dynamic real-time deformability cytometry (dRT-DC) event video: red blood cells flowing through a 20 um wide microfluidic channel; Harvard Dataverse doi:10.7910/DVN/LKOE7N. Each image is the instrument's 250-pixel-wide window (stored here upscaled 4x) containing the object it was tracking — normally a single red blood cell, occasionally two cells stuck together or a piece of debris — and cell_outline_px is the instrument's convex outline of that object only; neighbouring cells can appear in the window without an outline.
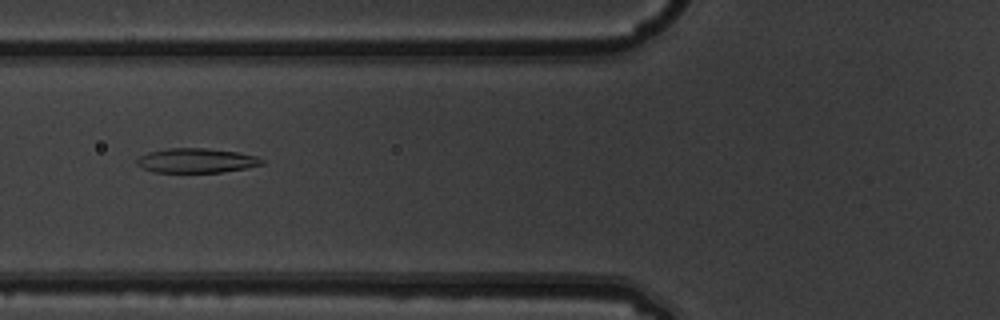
{"species": "common noctule bat (a hibernating species)", "species_latin": "Nyctalus noctula", "temperature_condition": "warm", "stored_images_in_passage": 7, "camera_frame_rate_fps": 3000, "um_per_image_px": 0.085, "animal": {"sex": "male", "body_mass_g": 19.5, "forearm_length_mm": 54.6}, "frame": {"image": 1, "passage_image": 4, "time_ms": 1.0, "image_size_px": [1000, 320], "cell_outline_px": [[264, 164], [248, 168], [224, 172], [152, 172], [136, 164], [136, 160], [140, 156], [148, 152], [168, 148], [208, 148], [236, 152], [256, 156], [264, 160]], "centroid_in_image_um": [16.71, 13.65], "position_along_channel_um": 109.1, "area_um2": 17.92}}
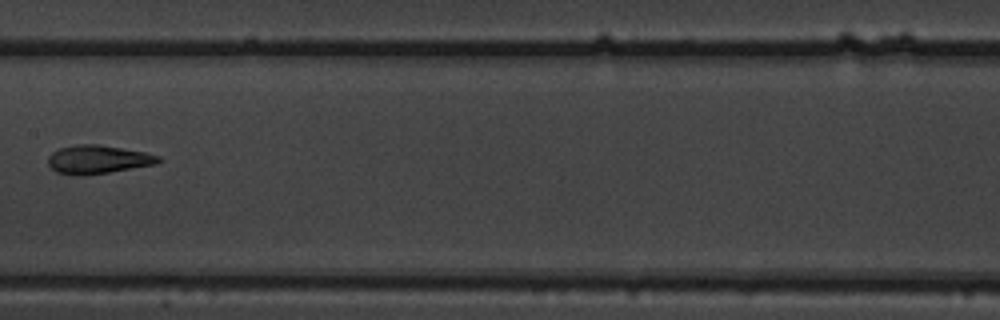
{"frame": {"image": 2, "passage_image": 6, "time_ms": 1.667, "image_size_px": [1000, 320], "cell_outline_px": [[164, 160], [156, 164], [108, 172], [80, 176], [76, 176], [56, 172], [48, 164], [48, 156], [52, 152], [60, 148], [80, 144], [100, 144], [144, 152], [160, 156]], "centroid_in_image_um": [8.33, 13.55], "position_along_channel_um": 199.1, "area_um2": 18.32}}
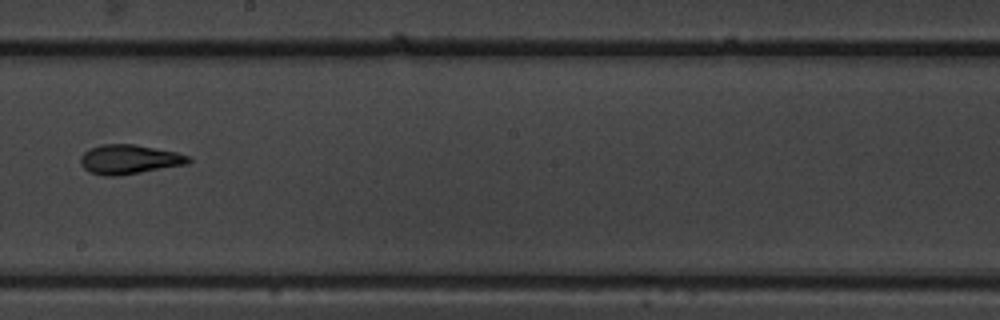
{"frame": {"image": 3, "passage_image": 7, "time_ms": 2.0, "image_size_px": [1000, 320], "cell_outline_px": [[192, 160], [188, 164], [116, 176], [104, 176], [88, 172], [80, 164], [80, 156], [84, 152], [100, 144], [136, 144], [176, 152], [188, 156]], "centroid_in_image_um": [10.96, 13.54], "position_along_channel_um": 237.2, "area_um2": 18.5}}